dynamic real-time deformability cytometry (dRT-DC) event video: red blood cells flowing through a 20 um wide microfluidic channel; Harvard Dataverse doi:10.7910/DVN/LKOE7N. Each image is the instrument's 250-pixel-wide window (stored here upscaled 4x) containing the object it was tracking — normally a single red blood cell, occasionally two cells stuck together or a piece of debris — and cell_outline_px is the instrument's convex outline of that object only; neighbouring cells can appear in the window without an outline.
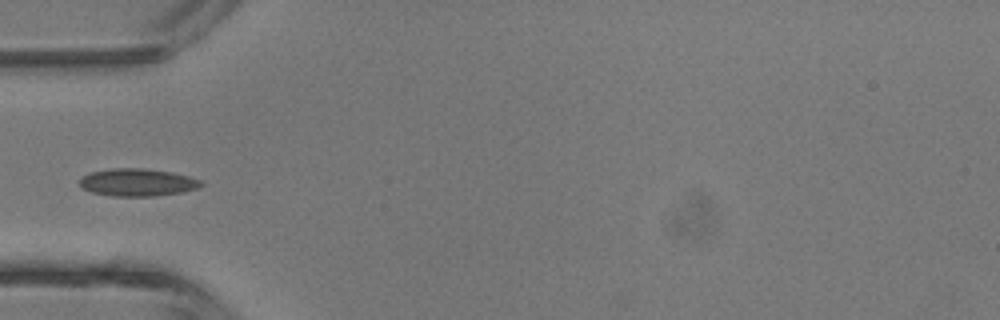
{"species": "common noctule bat (a hibernating species)", "species_latin": "Nyctalus noctula", "temperature_condition": "room temperature", "stored_images_in_passage": 6, "camera_frame_rate_fps": 3000, "um_per_image_px": 0.085, "animal": {"sex": "male", "body_mass_g": 13.3}, "frame": {"image": 1, "passage_image": 5, "time_ms": 4.667, "image_size_px": [1000, 320], "cell_outline_px": [[204, 184], [196, 188], [180, 192], [152, 196], [112, 196], [92, 192], [80, 188], [80, 180], [84, 176], [92, 172], [112, 168], [144, 168], [172, 172], [188, 176], [200, 180]], "centroid_in_image_um": [11.66, 15.5], "position_along_channel_um": 73.3, "area_um2": 19.31}}
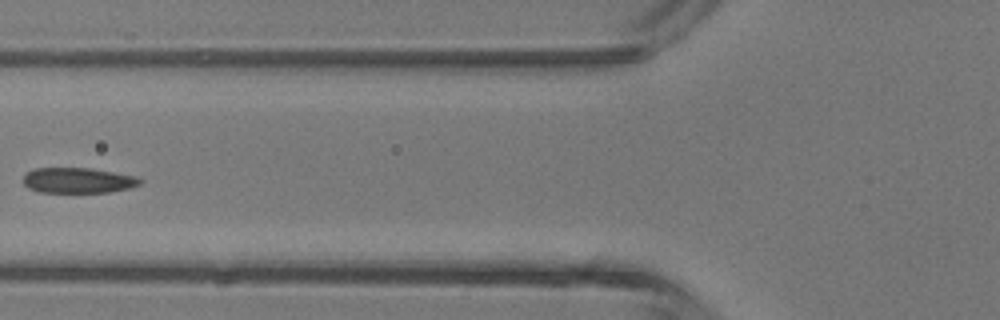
{"frame": {"image": 2, "passage_image": 6, "time_ms": 5.667, "image_size_px": [1000, 320], "cell_outline_px": [[144, 180], [140, 184], [128, 188], [108, 192], [40, 192], [28, 188], [24, 184], [24, 176], [32, 168], [92, 168], [136, 176]], "centroid_in_image_um": [6.64, 15.32], "position_along_channel_um": 119.2, "area_um2": 17.28}}